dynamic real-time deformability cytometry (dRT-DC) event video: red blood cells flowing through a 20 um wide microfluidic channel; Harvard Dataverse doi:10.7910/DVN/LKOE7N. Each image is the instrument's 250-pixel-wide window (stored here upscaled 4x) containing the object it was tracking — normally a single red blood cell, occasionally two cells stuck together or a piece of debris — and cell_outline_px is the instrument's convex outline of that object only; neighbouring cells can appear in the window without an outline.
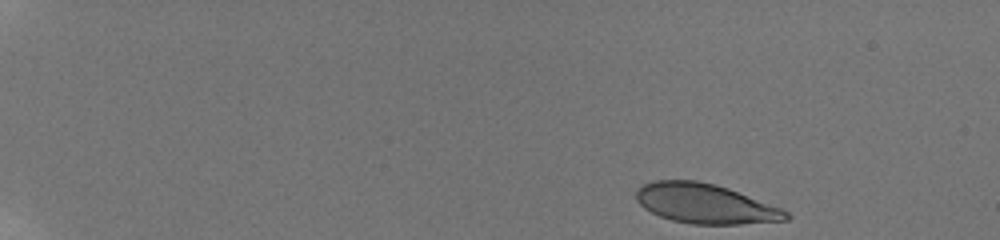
{"species": "human", "species_latin": "Homo sapiens", "temperature_condition": "room temperature", "stored_images_in_passage": 33, "camera_frame_rate_fps": 3000, "um_per_image_px": 0.085, "donor": {"sex": "male"}, "frame": {"image": 1, "passage_image": 1, "time_ms": 0.0, "image_size_px": [1000, 240], "cell_outline_px": [[792, 216], [788, 220], [740, 224], [692, 224], [672, 220], [660, 216], [644, 208], [636, 200], [636, 188], [652, 180], [696, 180], [716, 184], [728, 188], [780, 208], [788, 212]], "centroid_in_image_um": [59.92, 17.3], "position_along_channel_um": 25.1, "area_um2": 34.62}}
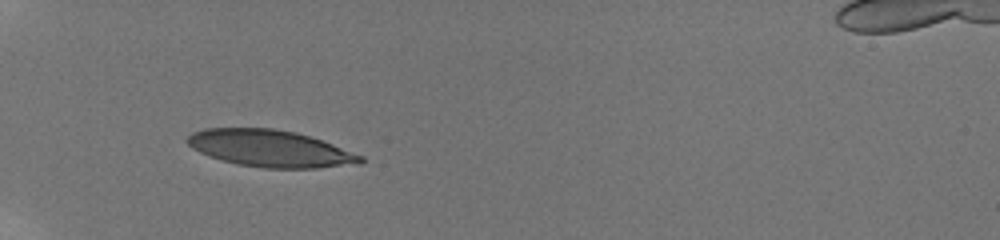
{"frame": {"image": 2, "passage_image": 22, "time_ms": 4.333, "image_size_px": [1000, 240], "cell_outline_px": [[364, 160], [360, 164], [316, 168], [264, 168], [236, 164], [208, 156], [192, 148], [184, 140], [192, 132], [204, 128], [272, 128], [296, 132], [332, 144], [364, 156]], "centroid_in_image_um": [22.94, 12.62], "position_along_channel_um": 62.1, "area_um2": 37.28}}